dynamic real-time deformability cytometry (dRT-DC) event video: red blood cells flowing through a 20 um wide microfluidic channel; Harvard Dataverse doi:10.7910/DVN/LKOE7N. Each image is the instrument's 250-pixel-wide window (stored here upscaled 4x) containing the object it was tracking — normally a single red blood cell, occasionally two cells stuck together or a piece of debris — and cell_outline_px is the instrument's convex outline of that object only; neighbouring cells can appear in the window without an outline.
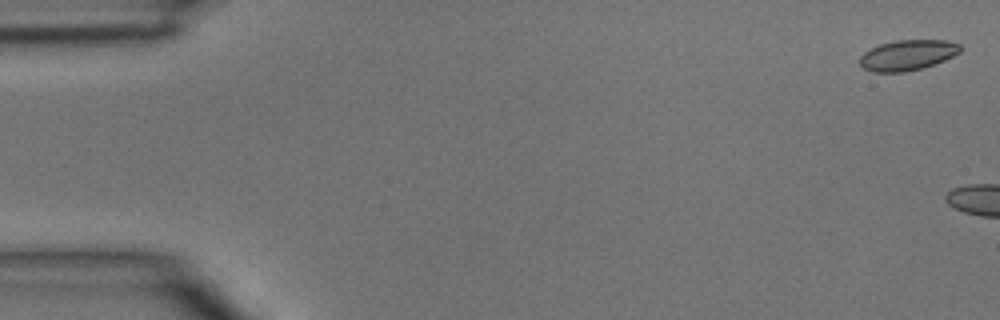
{"species": "common noctule bat (a hibernating species)", "species_latin": "Nyctalus noctula", "temperature_condition": "room temperature", "stored_images_in_passage": 3, "camera_frame_rate_fps": 3000, "um_per_image_px": 0.085, "animal": {"sex": "male", "body_mass_g": 15.6}, "frame": {"image": 1, "passage_image": 1, "time_ms": 0.0, "image_size_px": [1000, 320], "cell_outline_px": [[964, 48], [960, 52], [944, 60], [920, 68], [904, 72], [872, 72], [864, 68], [860, 64], [860, 56], [864, 52], [880, 44], [896, 40], [944, 40], [960, 44]], "centroid_in_image_um": [77.14, 4.67], "position_along_channel_um": 7.9, "area_um2": 17.69}}